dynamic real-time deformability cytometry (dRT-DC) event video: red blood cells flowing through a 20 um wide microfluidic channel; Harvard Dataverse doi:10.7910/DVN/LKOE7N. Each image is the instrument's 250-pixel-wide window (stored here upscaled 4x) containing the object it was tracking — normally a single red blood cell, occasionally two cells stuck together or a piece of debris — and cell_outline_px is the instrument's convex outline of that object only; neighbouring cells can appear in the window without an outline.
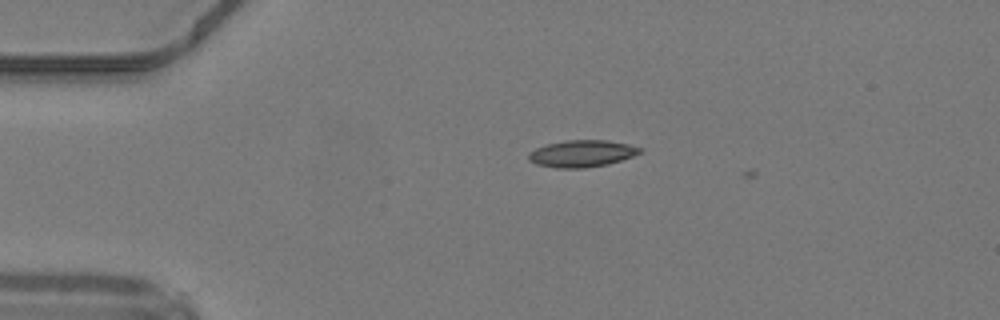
{"species": "common noctule bat (a hibernating species)", "species_latin": "Nyctalus noctula", "temperature_condition": "warm", "stored_images_in_passage": 14, "camera_frame_rate_fps": 3000, "um_per_image_px": 0.085, "animal": {"sex": "male", "body_mass_g": 19.2, "forearm_length_mm": 51.8}, "frame": {"image": 1, "passage_image": 9, "time_ms": 2.667, "image_size_px": [1000, 320], "cell_outline_px": [[644, 152], [608, 164], [584, 168], [556, 168], [536, 164], [528, 160], [528, 152], [536, 148], [548, 144], [564, 140], [608, 140], [628, 144], [644, 148]], "centroid_in_image_um": [49.47, 13.05], "position_along_channel_um": 35.5, "area_um2": 17.57}}